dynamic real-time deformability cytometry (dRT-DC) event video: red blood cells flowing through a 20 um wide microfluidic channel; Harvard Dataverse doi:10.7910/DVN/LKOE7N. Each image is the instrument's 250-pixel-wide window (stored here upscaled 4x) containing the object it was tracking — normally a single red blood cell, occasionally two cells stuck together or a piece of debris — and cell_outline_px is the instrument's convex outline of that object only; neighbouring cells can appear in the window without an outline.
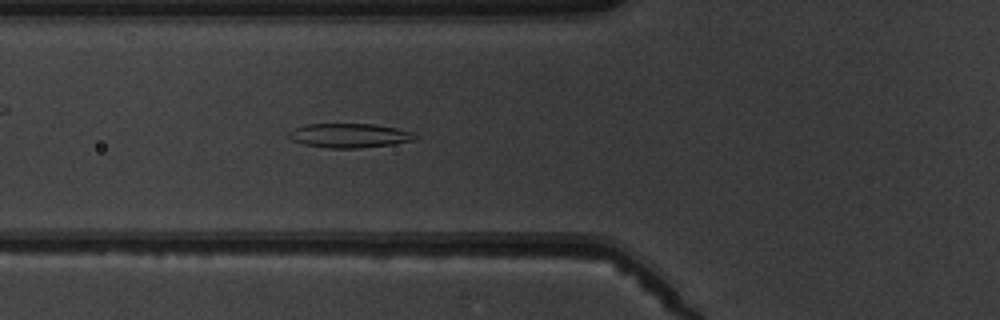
{"species": "common noctule bat (a hibernating species)", "species_latin": "Nyctalus noctula", "temperature_condition": "warm", "stored_images_in_passage": 5, "camera_frame_rate_fps": 3000, "um_per_image_px": 0.085, "animal": {"sex": "male", "body_mass_g": 19.5, "forearm_length_mm": 54.6}, "frame": {"image": 1, "passage_image": 5, "time_ms": 4.667, "image_size_px": [1000, 320], "cell_outline_px": [[416, 140], [392, 144], [360, 148], [328, 148], [304, 144], [292, 140], [288, 136], [288, 132], [292, 128], [308, 124], [372, 124], [396, 128], [412, 132], [416, 136]], "centroid_in_image_um": [29.67, 11.52], "position_along_channel_um": 96.1, "area_um2": 17.8}}